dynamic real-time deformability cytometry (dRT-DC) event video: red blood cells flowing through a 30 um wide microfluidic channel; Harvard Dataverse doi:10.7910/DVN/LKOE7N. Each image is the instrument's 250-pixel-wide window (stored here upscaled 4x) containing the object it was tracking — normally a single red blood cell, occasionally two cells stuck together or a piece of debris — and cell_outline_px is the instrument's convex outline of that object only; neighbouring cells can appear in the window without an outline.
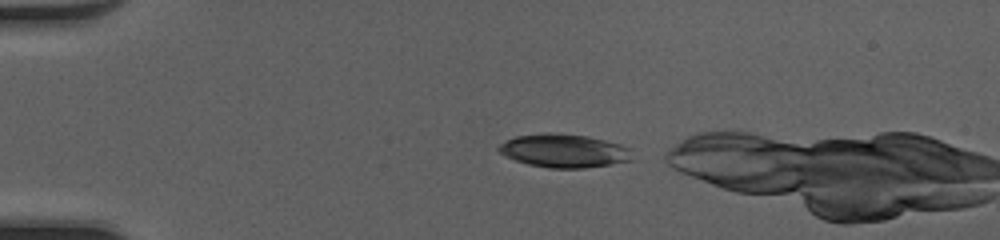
{"species": "common noctule bat (a hibernating species)", "species_latin": "Nyctalus noctula", "temperature_condition": "cold", "stored_images_in_passage": 3, "camera_frame_rate_fps": 3000, "um_per_image_px": 0.085, "animal": {"sex": "female", "body_mass_g": 20.0, "forearm_length_mm": 54.0}, "frame": {"image": 1, "passage_image": 1, "time_ms": 0.0, "image_size_px": [1000, 240], "cell_outline_px": [[632, 160], [584, 168], [548, 168], [528, 164], [504, 156], [496, 148], [500, 144], [516, 136], [544, 132], [560, 132], [588, 136], [620, 144], [632, 148]], "centroid_in_image_um": [47.94, 12.8], "position_along_channel_um": 37.1, "area_um2": 26.18}}